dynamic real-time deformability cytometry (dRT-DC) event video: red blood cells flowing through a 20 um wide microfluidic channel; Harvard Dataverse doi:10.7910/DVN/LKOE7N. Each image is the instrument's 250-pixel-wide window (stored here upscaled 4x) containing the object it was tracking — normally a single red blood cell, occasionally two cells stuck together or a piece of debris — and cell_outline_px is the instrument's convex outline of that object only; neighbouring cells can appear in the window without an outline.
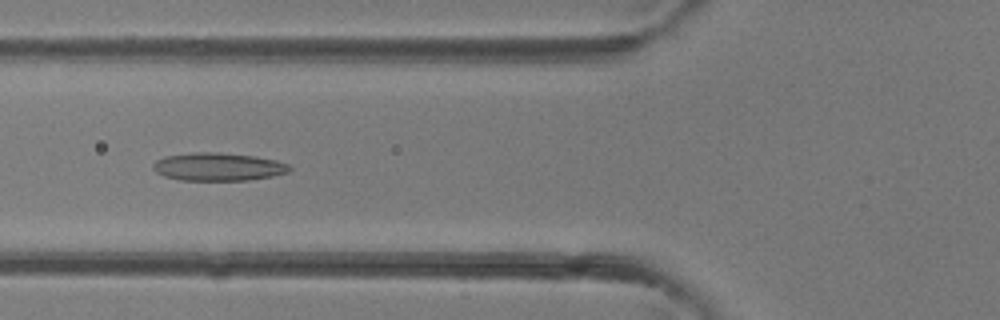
{"species": "common noctule bat (a hibernating species)", "species_latin": "Nyctalus noctula", "temperature_condition": "room temperature", "stored_images_in_passage": 32, "camera_frame_rate_fps": 3000, "um_per_image_px": 0.085, "animal": {"sex": "female"}, "frame": {"image": 1, "passage_image": 7, "time_ms": 2.0, "image_size_px": [1000, 320], "cell_outline_px": [[292, 168], [288, 172], [272, 176], [248, 180], [180, 180], [164, 176], [156, 172], [152, 168], [152, 164], [156, 160], [164, 156], [192, 152], [220, 152], [256, 156], [276, 160], [288, 164]], "centroid_in_image_um": [18.53, 14.16], "position_along_channel_um": 107.3, "area_um2": 22.43}}
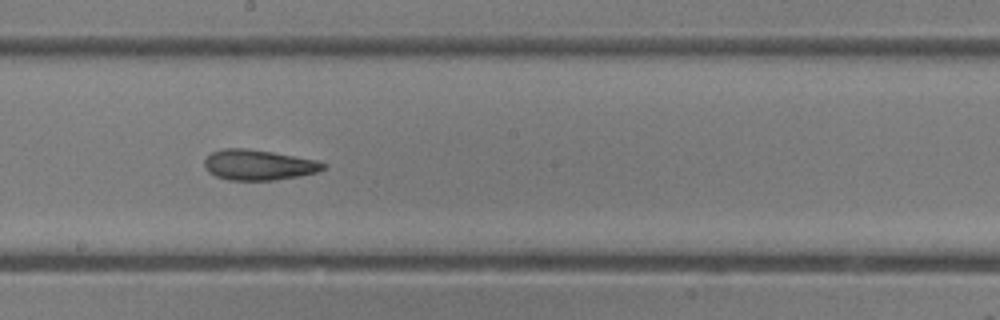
{"frame": {"image": 2, "passage_image": 14, "time_ms": 4.333, "image_size_px": [1000, 320], "cell_outline_px": [[328, 164], [324, 168], [316, 172], [300, 176], [272, 180], [228, 180], [216, 176], [208, 172], [204, 168], [204, 160], [212, 152], [224, 148], [244, 148], [272, 152], [316, 160]], "centroid_in_image_um": [21.95, 14.02], "position_along_channel_um": 226.2, "area_um2": 20.98}}
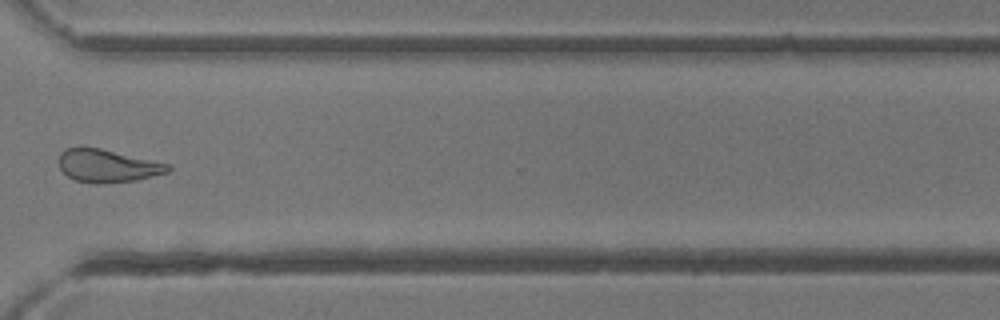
{"frame": {"image": 3, "passage_image": 22, "time_ms": 7.0, "image_size_px": [1000, 320], "cell_outline_px": [[172, 168], [168, 172], [136, 180], [104, 184], [96, 184], [76, 180], [68, 176], [60, 168], [60, 152], [64, 148], [100, 148], [172, 164]], "centroid_in_image_um": [9.18, 14.1], "position_along_channel_um": 361.4, "area_um2": 20.87}}